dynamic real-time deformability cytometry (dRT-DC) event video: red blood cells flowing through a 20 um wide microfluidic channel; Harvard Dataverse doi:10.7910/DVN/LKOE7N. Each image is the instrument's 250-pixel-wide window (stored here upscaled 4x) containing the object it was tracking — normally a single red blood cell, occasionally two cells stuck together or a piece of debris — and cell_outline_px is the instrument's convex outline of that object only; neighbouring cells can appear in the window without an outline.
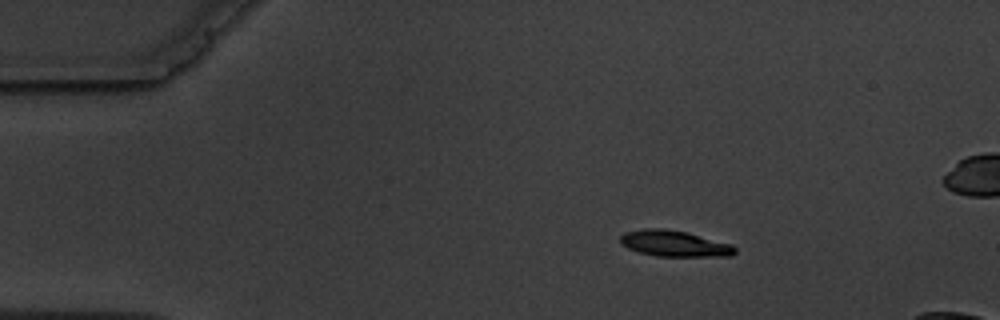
{"species": "common noctule bat (a hibernating species)", "species_latin": "Nyctalus noctula", "temperature_condition": "warm", "stored_images_in_passage": 5, "camera_frame_rate_fps": 3000, "um_per_image_px": 0.085, "animal": {"sex": "male", "body_mass_g": 19.5, "forearm_length_mm": 54.6}, "frame": {"image": 1, "passage_image": 2, "time_ms": 1.333, "image_size_px": [1000, 320], "cell_outline_px": [[736, 252], [732, 256], [656, 256], [640, 252], [628, 248], [620, 244], [620, 236], [624, 232], [644, 228], [664, 228], [688, 232], [732, 244], [736, 248]], "centroid_in_image_um": [57.32, 20.69], "position_along_channel_um": 27.7, "area_um2": 17.57}}